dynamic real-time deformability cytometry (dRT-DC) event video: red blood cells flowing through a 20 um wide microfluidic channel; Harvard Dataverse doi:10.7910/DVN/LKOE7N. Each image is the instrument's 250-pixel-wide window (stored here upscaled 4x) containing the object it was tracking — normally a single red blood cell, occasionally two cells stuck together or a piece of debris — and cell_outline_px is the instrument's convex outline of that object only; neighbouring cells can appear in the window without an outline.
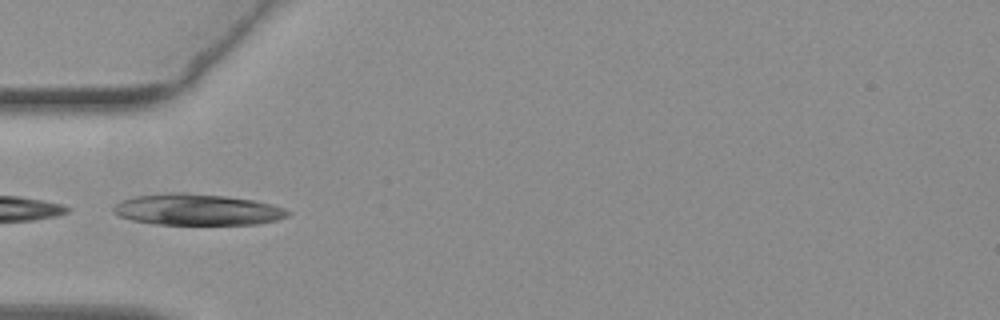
{"species": "common noctule bat (a hibernating species)", "species_latin": "Nyctalus noctula", "temperature_condition": "warm", "stored_images_in_passage": 9, "camera_frame_rate_fps": 3000, "um_per_image_px": 0.085, "animal": {"sex": "female", "body_mass_g": 19.3, "forearm_length_mm": 54.1}, "frame": {"image": 1, "passage_image": 1, "time_ms": 0.0, "image_size_px": [1000, 320], "cell_outline_px": [[292, 212], [288, 216], [276, 220], [256, 224], [156, 224], [132, 220], [120, 216], [112, 212], [112, 208], [120, 200], [132, 196], [168, 192], [180, 192], [224, 196], [256, 200], [272, 204], [284, 208]], "centroid_in_image_um": [16.74, 17.8], "position_along_channel_um": 68.3, "area_um2": 31.91}}